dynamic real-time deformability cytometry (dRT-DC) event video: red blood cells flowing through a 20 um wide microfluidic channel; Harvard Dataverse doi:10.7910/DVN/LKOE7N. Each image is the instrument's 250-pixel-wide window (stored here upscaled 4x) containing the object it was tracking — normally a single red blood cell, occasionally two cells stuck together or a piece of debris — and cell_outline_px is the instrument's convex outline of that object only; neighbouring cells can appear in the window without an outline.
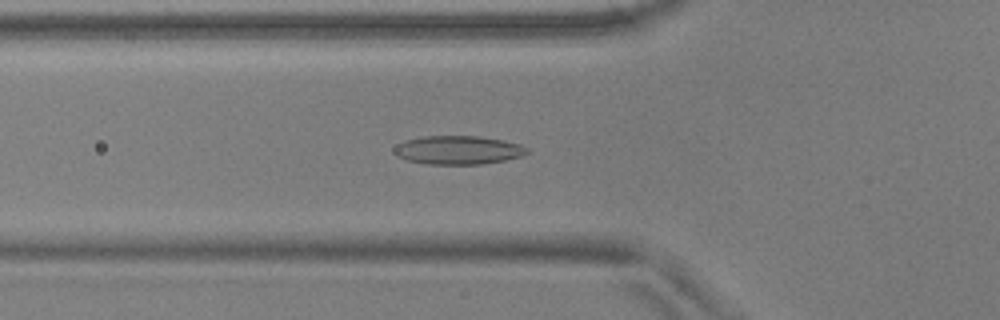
{"species": "common noctule bat (a hibernating species)", "species_latin": "Nyctalus noctula", "temperature_condition": "warm", "stored_images_in_passage": 54, "camera_frame_rate_fps": 3000, "um_per_image_px": 0.085, "animal": {"sex": "male", "body_mass_g": 17.9, "forearm_length_mm": 54.2}, "frame": {"image": 1, "passage_image": 19, "time_ms": 6.0, "image_size_px": [1000, 320], "cell_outline_px": [[528, 152], [520, 156], [504, 160], [480, 164], [424, 164], [408, 160], [396, 156], [392, 148], [408, 140], [424, 136], [480, 136], [504, 140], [520, 144], [528, 148]], "centroid_in_image_um": [38.94, 12.75], "position_along_channel_um": 86.9, "area_um2": 22.02}}
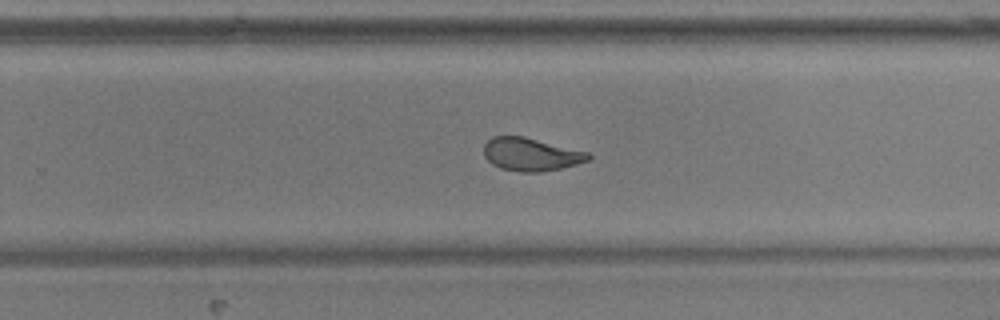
{"frame": {"image": 2, "passage_image": 35, "time_ms": 11.333, "image_size_px": [1000, 320], "cell_outline_px": [[592, 160], [560, 168], [540, 172], [520, 172], [500, 168], [492, 164], [484, 156], [484, 144], [492, 136], [524, 136], [588, 152], [592, 156]], "centroid_in_image_um": [45.13, 13.12], "position_along_channel_um": 284.7, "area_um2": 20.17}}
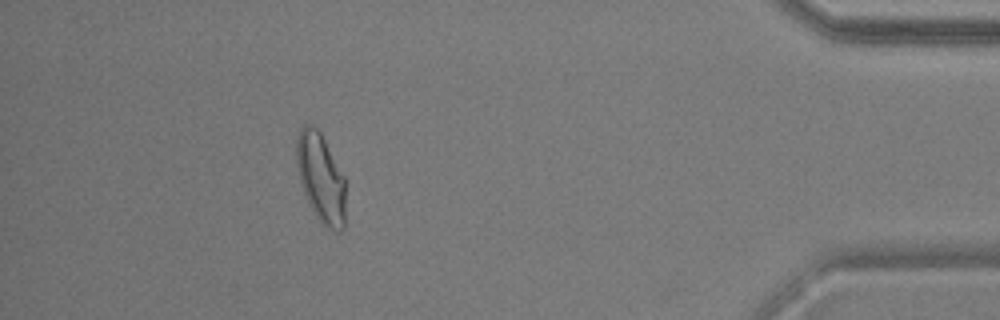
{"frame": {"image": 3, "passage_image": 49, "time_ms": 16.0, "image_size_px": [1000, 320], "cell_outline_px": [[344, 228], [340, 232], [324, 228], [312, 212], [304, 196], [300, 180], [296, 160], [296, 136], [300, 128], [304, 124], [312, 124], [320, 132], [344, 176]], "centroid_in_image_um": [27.24, 15.15], "position_along_channel_um": 408.0, "area_um2": 25.72}, "authors_computed_cell_mechanics": {"area_um2": 21.8773, "velocity_mm_per_s": 3.7002, "shape_relaxation_time_tau1_ms": 9.4534, "shape_relaxation_time_tau2_ms": 1.4106, "deformation_change_tau1": 0.2335, "deformation_change_tau2": 0.0851}}